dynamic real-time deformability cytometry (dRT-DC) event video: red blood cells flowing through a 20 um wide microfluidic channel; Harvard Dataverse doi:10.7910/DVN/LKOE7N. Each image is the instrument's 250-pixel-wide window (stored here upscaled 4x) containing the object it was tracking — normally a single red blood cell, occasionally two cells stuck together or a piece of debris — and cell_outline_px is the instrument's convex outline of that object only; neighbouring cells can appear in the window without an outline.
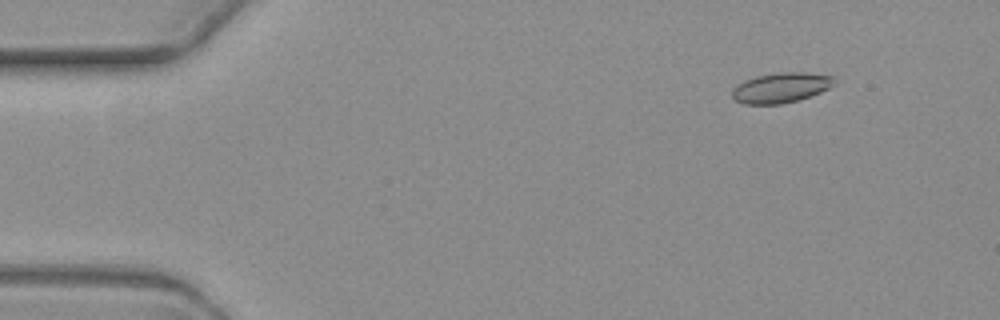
{"species": "common noctule bat (a hibernating species)", "species_latin": "Nyctalus noctula", "temperature_condition": "warm", "stored_images_in_passage": 4, "camera_frame_rate_fps": 3000, "um_per_image_px": 0.085, "animal": {"sex": "female", "body_mass_g": 19.3, "forearm_length_mm": 54.1}, "frame": {"image": 1, "passage_image": 1, "time_ms": 0.0, "image_size_px": [1000, 320], "cell_outline_px": [[836, 84], [820, 92], [800, 100], [780, 104], [744, 104], [736, 100], [732, 96], [732, 88], [744, 80], [756, 76], [776, 72], [804, 72], [832, 76]], "centroid_in_image_um": [66.37, 7.45], "position_along_channel_um": 18.6, "area_um2": 17.98}}
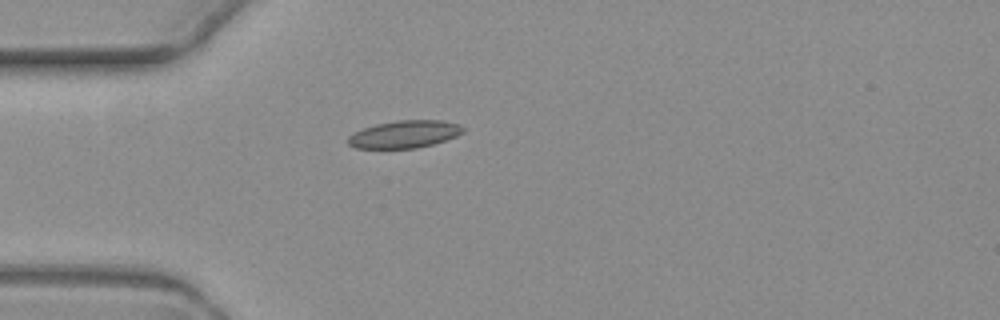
{"frame": {"image": 2, "passage_image": 4, "time_ms": 3.333, "image_size_px": [1000, 320], "cell_outline_px": [[464, 132], [456, 136], [432, 144], [416, 148], [356, 148], [348, 144], [348, 136], [364, 128], [376, 124], [400, 120], [440, 120], [460, 124], [464, 128]], "centroid_in_image_um": [34.4, 11.4], "position_along_channel_um": 50.6, "area_um2": 18.21}}